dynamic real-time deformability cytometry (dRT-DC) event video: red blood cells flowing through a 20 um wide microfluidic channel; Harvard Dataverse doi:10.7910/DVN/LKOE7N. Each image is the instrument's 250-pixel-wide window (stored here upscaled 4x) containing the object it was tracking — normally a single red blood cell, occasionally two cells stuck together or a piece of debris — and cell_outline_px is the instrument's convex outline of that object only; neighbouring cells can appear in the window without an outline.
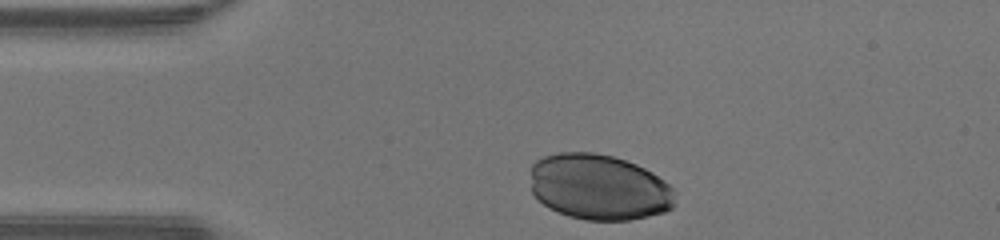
{"species": "human", "species_latin": "Homo sapiens", "temperature_condition": "warm", "stored_images_in_passage": 29, "camera_frame_rate_fps": 3000, "um_per_image_px": 0.085, "donor": {"sex": "male"}, "frame": {"image": 1, "passage_image": 1, "time_ms": 0.0, "image_size_px": [1000, 240], "cell_outline_px": [[672, 208], [664, 212], [648, 216], [628, 220], [584, 220], [568, 216], [556, 212], [548, 208], [532, 192], [532, 164], [536, 160], [544, 156], [560, 152], [592, 152], [612, 156], [636, 164], [652, 172], [664, 180], [672, 188]], "centroid_in_image_um": [50.89, 15.9], "position_along_channel_um": 34.1, "area_um2": 55.26}}
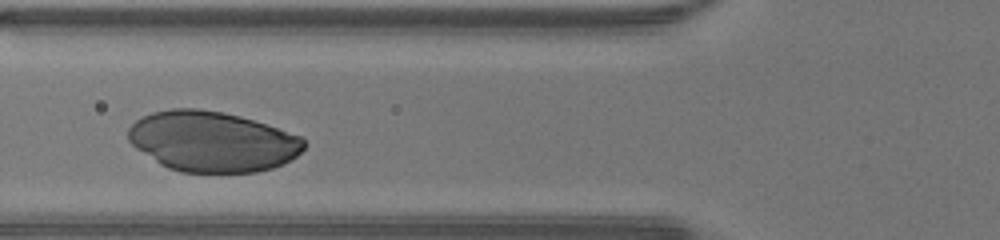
{"frame": {"image": 2, "passage_image": 9, "time_ms": 2.667, "image_size_px": [1000, 240], "cell_outline_px": [[308, 144], [296, 156], [284, 164], [272, 168], [256, 172], [180, 172], [168, 168], [160, 164], [136, 148], [128, 140], [128, 128], [136, 120], [152, 112], [172, 108], [200, 108], [224, 112], [240, 116], [300, 136]], "centroid_in_image_um": [18.03, 12.03], "position_along_channel_um": 107.8, "area_um2": 61.79}}
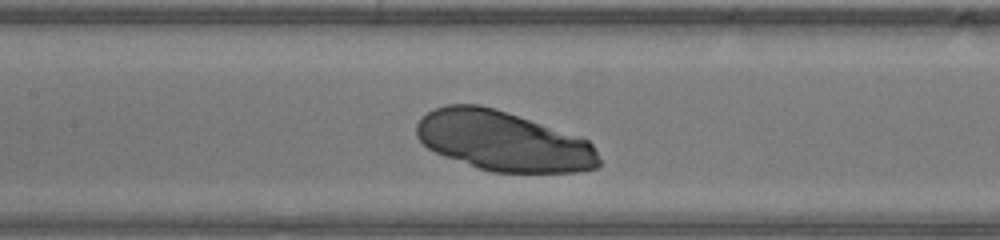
{"frame": {"image": 3, "passage_image": 13, "time_ms": 4.0, "image_size_px": [1000, 240], "cell_outline_px": [[600, 164], [596, 168], [580, 172], [492, 172], [476, 168], [444, 156], [428, 148], [416, 136], [416, 124], [428, 112], [436, 108], [448, 104], [480, 104], [580, 136], [588, 140], [592, 144], [600, 160]], "centroid_in_image_um": [42.77, 12.0], "position_along_channel_um": 164.6, "area_um2": 63.41}}